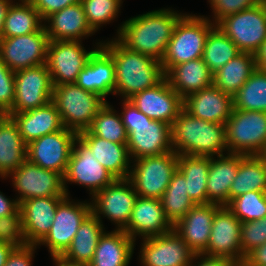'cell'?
Here are the masks:
<instances>
[{"label":"cell","instance_id":"f5cc1de1","mask_svg":"<svg viewBox=\"0 0 266 266\" xmlns=\"http://www.w3.org/2000/svg\"><path fill=\"white\" fill-rule=\"evenodd\" d=\"M19 208L20 204L17 199L10 200L0 191V217L14 214Z\"/></svg>","mask_w":266,"mask_h":266},{"label":"cell","instance_id":"9c48e42d","mask_svg":"<svg viewBox=\"0 0 266 266\" xmlns=\"http://www.w3.org/2000/svg\"><path fill=\"white\" fill-rule=\"evenodd\" d=\"M216 25L241 52L256 54L266 40V2L226 16Z\"/></svg>","mask_w":266,"mask_h":266},{"label":"cell","instance_id":"6125c7cd","mask_svg":"<svg viewBox=\"0 0 266 266\" xmlns=\"http://www.w3.org/2000/svg\"><path fill=\"white\" fill-rule=\"evenodd\" d=\"M234 266H242L240 263H236Z\"/></svg>","mask_w":266,"mask_h":266},{"label":"cell","instance_id":"e0dca14e","mask_svg":"<svg viewBox=\"0 0 266 266\" xmlns=\"http://www.w3.org/2000/svg\"><path fill=\"white\" fill-rule=\"evenodd\" d=\"M78 134L67 128L44 135L27 144V160L64 176Z\"/></svg>","mask_w":266,"mask_h":266},{"label":"cell","instance_id":"bcb514c9","mask_svg":"<svg viewBox=\"0 0 266 266\" xmlns=\"http://www.w3.org/2000/svg\"><path fill=\"white\" fill-rule=\"evenodd\" d=\"M211 9L213 10V20H210L216 25L226 16L236 14L240 11L252 8L262 2V0H208Z\"/></svg>","mask_w":266,"mask_h":266},{"label":"cell","instance_id":"6f0895ef","mask_svg":"<svg viewBox=\"0 0 266 266\" xmlns=\"http://www.w3.org/2000/svg\"><path fill=\"white\" fill-rule=\"evenodd\" d=\"M54 264L56 266H67V262L63 261L60 257L59 258H53Z\"/></svg>","mask_w":266,"mask_h":266},{"label":"cell","instance_id":"83f0119b","mask_svg":"<svg viewBox=\"0 0 266 266\" xmlns=\"http://www.w3.org/2000/svg\"><path fill=\"white\" fill-rule=\"evenodd\" d=\"M243 154L226 153L210 157L207 179V203L227 206L229 189L233 183Z\"/></svg>","mask_w":266,"mask_h":266},{"label":"cell","instance_id":"d590c367","mask_svg":"<svg viewBox=\"0 0 266 266\" xmlns=\"http://www.w3.org/2000/svg\"><path fill=\"white\" fill-rule=\"evenodd\" d=\"M210 157L178 155V170L184 175L188 196L194 204L207 203Z\"/></svg>","mask_w":266,"mask_h":266},{"label":"cell","instance_id":"f546056e","mask_svg":"<svg viewBox=\"0 0 266 266\" xmlns=\"http://www.w3.org/2000/svg\"><path fill=\"white\" fill-rule=\"evenodd\" d=\"M165 78L183 99L193 92L213 85V73L202 57L173 66L165 74Z\"/></svg>","mask_w":266,"mask_h":266},{"label":"cell","instance_id":"30bf717a","mask_svg":"<svg viewBox=\"0 0 266 266\" xmlns=\"http://www.w3.org/2000/svg\"><path fill=\"white\" fill-rule=\"evenodd\" d=\"M90 213L91 202L86 200L74 202L70 196H66L58 204L50 231L37 245L38 248L45 245L52 259L61 257L70 247L81 223Z\"/></svg>","mask_w":266,"mask_h":266},{"label":"cell","instance_id":"9f6ffc18","mask_svg":"<svg viewBox=\"0 0 266 266\" xmlns=\"http://www.w3.org/2000/svg\"><path fill=\"white\" fill-rule=\"evenodd\" d=\"M14 248L15 246L0 241V266H5L8 256Z\"/></svg>","mask_w":266,"mask_h":266},{"label":"cell","instance_id":"836d02e7","mask_svg":"<svg viewBox=\"0 0 266 266\" xmlns=\"http://www.w3.org/2000/svg\"><path fill=\"white\" fill-rule=\"evenodd\" d=\"M256 69V55L241 52L213 74V85L233 97Z\"/></svg>","mask_w":266,"mask_h":266},{"label":"cell","instance_id":"6da1fadb","mask_svg":"<svg viewBox=\"0 0 266 266\" xmlns=\"http://www.w3.org/2000/svg\"><path fill=\"white\" fill-rule=\"evenodd\" d=\"M174 9L152 10L122 22L116 39L127 49L162 60L174 27L184 15Z\"/></svg>","mask_w":266,"mask_h":266},{"label":"cell","instance_id":"7bdbcfd3","mask_svg":"<svg viewBox=\"0 0 266 266\" xmlns=\"http://www.w3.org/2000/svg\"><path fill=\"white\" fill-rule=\"evenodd\" d=\"M86 20L96 33L100 27L118 17L122 0H81Z\"/></svg>","mask_w":266,"mask_h":266},{"label":"cell","instance_id":"5bb4252c","mask_svg":"<svg viewBox=\"0 0 266 266\" xmlns=\"http://www.w3.org/2000/svg\"><path fill=\"white\" fill-rule=\"evenodd\" d=\"M50 39L45 27L38 32L0 38V58L15 72L46 63Z\"/></svg>","mask_w":266,"mask_h":266},{"label":"cell","instance_id":"4dcf8cb0","mask_svg":"<svg viewBox=\"0 0 266 266\" xmlns=\"http://www.w3.org/2000/svg\"><path fill=\"white\" fill-rule=\"evenodd\" d=\"M135 241L123 230L105 231L97 244L89 266H128Z\"/></svg>","mask_w":266,"mask_h":266},{"label":"cell","instance_id":"74e56055","mask_svg":"<svg viewBox=\"0 0 266 266\" xmlns=\"http://www.w3.org/2000/svg\"><path fill=\"white\" fill-rule=\"evenodd\" d=\"M166 218L174 225L195 205L188 196L184 175L177 169L160 198Z\"/></svg>","mask_w":266,"mask_h":266},{"label":"cell","instance_id":"91938a15","mask_svg":"<svg viewBox=\"0 0 266 266\" xmlns=\"http://www.w3.org/2000/svg\"><path fill=\"white\" fill-rule=\"evenodd\" d=\"M67 266H89L87 264H71L67 262Z\"/></svg>","mask_w":266,"mask_h":266},{"label":"cell","instance_id":"b9f144b4","mask_svg":"<svg viewBox=\"0 0 266 266\" xmlns=\"http://www.w3.org/2000/svg\"><path fill=\"white\" fill-rule=\"evenodd\" d=\"M227 207L241 221H257L266 216V192L250 191L234 198Z\"/></svg>","mask_w":266,"mask_h":266},{"label":"cell","instance_id":"94428289","mask_svg":"<svg viewBox=\"0 0 266 266\" xmlns=\"http://www.w3.org/2000/svg\"><path fill=\"white\" fill-rule=\"evenodd\" d=\"M264 159V161L266 162V150L264 151V153L261 155Z\"/></svg>","mask_w":266,"mask_h":266},{"label":"cell","instance_id":"d6a6232c","mask_svg":"<svg viewBox=\"0 0 266 266\" xmlns=\"http://www.w3.org/2000/svg\"><path fill=\"white\" fill-rule=\"evenodd\" d=\"M26 148L18 126L6 116L0 123V178L6 179L27 159Z\"/></svg>","mask_w":266,"mask_h":266},{"label":"cell","instance_id":"44dd1931","mask_svg":"<svg viewBox=\"0 0 266 266\" xmlns=\"http://www.w3.org/2000/svg\"><path fill=\"white\" fill-rule=\"evenodd\" d=\"M66 196L37 197L20 203L26 244L38 245L49 233L58 204Z\"/></svg>","mask_w":266,"mask_h":266},{"label":"cell","instance_id":"f6af8a7d","mask_svg":"<svg viewBox=\"0 0 266 266\" xmlns=\"http://www.w3.org/2000/svg\"><path fill=\"white\" fill-rule=\"evenodd\" d=\"M0 241L15 247L26 244L22 228V213L20 208L11 215L0 217Z\"/></svg>","mask_w":266,"mask_h":266},{"label":"cell","instance_id":"4316f807","mask_svg":"<svg viewBox=\"0 0 266 266\" xmlns=\"http://www.w3.org/2000/svg\"><path fill=\"white\" fill-rule=\"evenodd\" d=\"M16 123L24 143L64 128L56 105L50 101L47 105L21 113H7Z\"/></svg>","mask_w":266,"mask_h":266},{"label":"cell","instance_id":"8992f818","mask_svg":"<svg viewBox=\"0 0 266 266\" xmlns=\"http://www.w3.org/2000/svg\"><path fill=\"white\" fill-rule=\"evenodd\" d=\"M52 102L60 113L63 126L77 134L90 128L93 118L106 103L101 96L76 83L53 86Z\"/></svg>","mask_w":266,"mask_h":266},{"label":"cell","instance_id":"4fadbf2b","mask_svg":"<svg viewBox=\"0 0 266 266\" xmlns=\"http://www.w3.org/2000/svg\"><path fill=\"white\" fill-rule=\"evenodd\" d=\"M82 41H51L48 45L46 65L51 75L53 86L76 83L78 75L86 66L93 52L101 46L87 51Z\"/></svg>","mask_w":266,"mask_h":266},{"label":"cell","instance_id":"f35d334b","mask_svg":"<svg viewBox=\"0 0 266 266\" xmlns=\"http://www.w3.org/2000/svg\"><path fill=\"white\" fill-rule=\"evenodd\" d=\"M240 53L239 48L215 25L207 36L202 59L214 74Z\"/></svg>","mask_w":266,"mask_h":266},{"label":"cell","instance_id":"7dc6e473","mask_svg":"<svg viewBox=\"0 0 266 266\" xmlns=\"http://www.w3.org/2000/svg\"><path fill=\"white\" fill-rule=\"evenodd\" d=\"M15 98V77L0 58V110L6 114L12 109Z\"/></svg>","mask_w":266,"mask_h":266},{"label":"cell","instance_id":"f1b7e54d","mask_svg":"<svg viewBox=\"0 0 266 266\" xmlns=\"http://www.w3.org/2000/svg\"><path fill=\"white\" fill-rule=\"evenodd\" d=\"M78 137L89 147L92 155L116 179H128L131 171V158L127 144H117L98 136L88 130L78 134Z\"/></svg>","mask_w":266,"mask_h":266},{"label":"cell","instance_id":"60d3db41","mask_svg":"<svg viewBox=\"0 0 266 266\" xmlns=\"http://www.w3.org/2000/svg\"><path fill=\"white\" fill-rule=\"evenodd\" d=\"M88 131L92 135L117 144H127L128 141V134L120 113H117L108 102L105 103L93 118Z\"/></svg>","mask_w":266,"mask_h":266},{"label":"cell","instance_id":"d6986e66","mask_svg":"<svg viewBox=\"0 0 266 266\" xmlns=\"http://www.w3.org/2000/svg\"><path fill=\"white\" fill-rule=\"evenodd\" d=\"M142 241L139 253L142 266H190L195 255L174 229Z\"/></svg>","mask_w":266,"mask_h":266},{"label":"cell","instance_id":"603a6c76","mask_svg":"<svg viewBox=\"0 0 266 266\" xmlns=\"http://www.w3.org/2000/svg\"><path fill=\"white\" fill-rule=\"evenodd\" d=\"M173 225L166 218L160 199L138 196L128 225L123 230L134 241L168 233ZM141 236V237H140Z\"/></svg>","mask_w":266,"mask_h":266},{"label":"cell","instance_id":"ba28073f","mask_svg":"<svg viewBox=\"0 0 266 266\" xmlns=\"http://www.w3.org/2000/svg\"><path fill=\"white\" fill-rule=\"evenodd\" d=\"M132 164L128 179L138 196L160 199L178 168V155L171 151L135 159Z\"/></svg>","mask_w":266,"mask_h":266},{"label":"cell","instance_id":"ee69618b","mask_svg":"<svg viewBox=\"0 0 266 266\" xmlns=\"http://www.w3.org/2000/svg\"><path fill=\"white\" fill-rule=\"evenodd\" d=\"M266 242V216L257 221L242 222L241 248L245 258L251 251Z\"/></svg>","mask_w":266,"mask_h":266},{"label":"cell","instance_id":"816d5d0a","mask_svg":"<svg viewBox=\"0 0 266 266\" xmlns=\"http://www.w3.org/2000/svg\"><path fill=\"white\" fill-rule=\"evenodd\" d=\"M242 263L245 266H266V242L251 251Z\"/></svg>","mask_w":266,"mask_h":266},{"label":"cell","instance_id":"277c9868","mask_svg":"<svg viewBox=\"0 0 266 266\" xmlns=\"http://www.w3.org/2000/svg\"><path fill=\"white\" fill-rule=\"evenodd\" d=\"M121 101L120 115L128 134L131 161L173 151L171 125L149 118L128 100Z\"/></svg>","mask_w":266,"mask_h":266},{"label":"cell","instance_id":"9a60e30c","mask_svg":"<svg viewBox=\"0 0 266 266\" xmlns=\"http://www.w3.org/2000/svg\"><path fill=\"white\" fill-rule=\"evenodd\" d=\"M15 98L8 113H21L43 107L52 101L53 83L45 64L14 72Z\"/></svg>","mask_w":266,"mask_h":266},{"label":"cell","instance_id":"e575fe53","mask_svg":"<svg viewBox=\"0 0 266 266\" xmlns=\"http://www.w3.org/2000/svg\"><path fill=\"white\" fill-rule=\"evenodd\" d=\"M250 191L266 192V162L261 155H244L229 189V203Z\"/></svg>","mask_w":266,"mask_h":266},{"label":"cell","instance_id":"ab89813d","mask_svg":"<svg viewBox=\"0 0 266 266\" xmlns=\"http://www.w3.org/2000/svg\"><path fill=\"white\" fill-rule=\"evenodd\" d=\"M233 108L266 112V73L260 68L257 67L233 96Z\"/></svg>","mask_w":266,"mask_h":266},{"label":"cell","instance_id":"3957f363","mask_svg":"<svg viewBox=\"0 0 266 266\" xmlns=\"http://www.w3.org/2000/svg\"><path fill=\"white\" fill-rule=\"evenodd\" d=\"M171 138L177 155L213 157L228 153L226 125L193 117L184 109L171 125Z\"/></svg>","mask_w":266,"mask_h":266},{"label":"cell","instance_id":"1f68e13d","mask_svg":"<svg viewBox=\"0 0 266 266\" xmlns=\"http://www.w3.org/2000/svg\"><path fill=\"white\" fill-rule=\"evenodd\" d=\"M101 222L92 212L81 223L70 247L60 257L71 264H89L93 257L100 237L105 232Z\"/></svg>","mask_w":266,"mask_h":266},{"label":"cell","instance_id":"52a82bcc","mask_svg":"<svg viewBox=\"0 0 266 266\" xmlns=\"http://www.w3.org/2000/svg\"><path fill=\"white\" fill-rule=\"evenodd\" d=\"M228 153L262 155L266 150V112L233 108L226 121Z\"/></svg>","mask_w":266,"mask_h":266},{"label":"cell","instance_id":"7c38bea8","mask_svg":"<svg viewBox=\"0 0 266 266\" xmlns=\"http://www.w3.org/2000/svg\"><path fill=\"white\" fill-rule=\"evenodd\" d=\"M91 197V212L101 222V215L109 219L115 224V230H124L131 218L138 194L129 179H116Z\"/></svg>","mask_w":266,"mask_h":266},{"label":"cell","instance_id":"680465c9","mask_svg":"<svg viewBox=\"0 0 266 266\" xmlns=\"http://www.w3.org/2000/svg\"><path fill=\"white\" fill-rule=\"evenodd\" d=\"M6 116H7V114H6L4 111L0 110V123L2 122V120H3Z\"/></svg>","mask_w":266,"mask_h":266},{"label":"cell","instance_id":"d4e9b609","mask_svg":"<svg viewBox=\"0 0 266 266\" xmlns=\"http://www.w3.org/2000/svg\"><path fill=\"white\" fill-rule=\"evenodd\" d=\"M76 84L101 96L106 102L107 95L114 96L115 66L111 55L102 46L90 56L86 66L80 71Z\"/></svg>","mask_w":266,"mask_h":266},{"label":"cell","instance_id":"db71d44e","mask_svg":"<svg viewBox=\"0 0 266 266\" xmlns=\"http://www.w3.org/2000/svg\"><path fill=\"white\" fill-rule=\"evenodd\" d=\"M256 55L257 67L266 73V40L262 43Z\"/></svg>","mask_w":266,"mask_h":266},{"label":"cell","instance_id":"681fc988","mask_svg":"<svg viewBox=\"0 0 266 266\" xmlns=\"http://www.w3.org/2000/svg\"><path fill=\"white\" fill-rule=\"evenodd\" d=\"M39 12L41 18L45 20L53 13L62 10L69 5L79 3L81 0H29Z\"/></svg>","mask_w":266,"mask_h":266},{"label":"cell","instance_id":"f907efd6","mask_svg":"<svg viewBox=\"0 0 266 266\" xmlns=\"http://www.w3.org/2000/svg\"><path fill=\"white\" fill-rule=\"evenodd\" d=\"M196 260L199 261L196 262ZM235 264V262L227 258L195 254L190 266H234Z\"/></svg>","mask_w":266,"mask_h":266},{"label":"cell","instance_id":"cb8c5ba5","mask_svg":"<svg viewBox=\"0 0 266 266\" xmlns=\"http://www.w3.org/2000/svg\"><path fill=\"white\" fill-rule=\"evenodd\" d=\"M183 109L191 116L226 124L233 110V97L211 85L183 99Z\"/></svg>","mask_w":266,"mask_h":266},{"label":"cell","instance_id":"2e32d148","mask_svg":"<svg viewBox=\"0 0 266 266\" xmlns=\"http://www.w3.org/2000/svg\"><path fill=\"white\" fill-rule=\"evenodd\" d=\"M7 177H11L19 194L16 198L19 204L31 198L67 196L60 173L41 168L27 159Z\"/></svg>","mask_w":266,"mask_h":266},{"label":"cell","instance_id":"ac0fdd59","mask_svg":"<svg viewBox=\"0 0 266 266\" xmlns=\"http://www.w3.org/2000/svg\"><path fill=\"white\" fill-rule=\"evenodd\" d=\"M241 225L227 206H221L214 215L208 246L202 254L242 263L245 258L241 248Z\"/></svg>","mask_w":266,"mask_h":266},{"label":"cell","instance_id":"7402d4cb","mask_svg":"<svg viewBox=\"0 0 266 266\" xmlns=\"http://www.w3.org/2000/svg\"><path fill=\"white\" fill-rule=\"evenodd\" d=\"M221 205L195 204L174 225V231L195 254H202L208 246L214 215Z\"/></svg>","mask_w":266,"mask_h":266},{"label":"cell","instance_id":"8fae6325","mask_svg":"<svg viewBox=\"0 0 266 266\" xmlns=\"http://www.w3.org/2000/svg\"><path fill=\"white\" fill-rule=\"evenodd\" d=\"M115 180L116 178L100 164L89 147L77 136L63 176L66 195H70L67 188L69 182L85 186L93 196Z\"/></svg>","mask_w":266,"mask_h":266},{"label":"cell","instance_id":"5b68a950","mask_svg":"<svg viewBox=\"0 0 266 266\" xmlns=\"http://www.w3.org/2000/svg\"><path fill=\"white\" fill-rule=\"evenodd\" d=\"M214 26L208 17L184 13L175 25L160 61L164 73L180 63L201 58L209 31Z\"/></svg>","mask_w":266,"mask_h":266},{"label":"cell","instance_id":"7a4b0ae2","mask_svg":"<svg viewBox=\"0 0 266 266\" xmlns=\"http://www.w3.org/2000/svg\"><path fill=\"white\" fill-rule=\"evenodd\" d=\"M101 46L114 62V95H121L122 99L128 100L138 92L156 86L165 78L159 60L127 49L116 38L102 41Z\"/></svg>","mask_w":266,"mask_h":266},{"label":"cell","instance_id":"c3c4849f","mask_svg":"<svg viewBox=\"0 0 266 266\" xmlns=\"http://www.w3.org/2000/svg\"><path fill=\"white\" fill-rule=\"evenodd\" d=\"M37 247L31 244L15 247L9 254L5 266H31Z\"/></svg>","mask_w":266,"mask_h":266},{"label":"cell","instance_id":"11a10c76","mask_svg":"<svg viewBox=\"0 0 266 266\" xmlns=\"http://www.w3.org/2000/svg\"><path fill=\"white\" fill-rule=\"evenodd\" d=\"M12 3L13 0H0V38H2L3 26L7 11Z\"/></svg>","mask_w":266,"mask_h":266},{"label":"cell","instance_id":"484cf974","mask_svg":"<svg viewBox=\"0 0 266 266\" xmlns=\"http://www.w3.org/2000/svg\"><path fill=\"white\" fill-rule=\"evenodd\" d=\"M44 23H46L44 27L51 41H82L95 34L86 20L81 2L53 13Z\"/></svg>","mask_w":266,"mask_h":266},{"label":"cell","instance_id":"8d00e7d4","mask_svg":"<svg viewBox=\"0 0 266 266\" xmlns=\"http://www.w3.org/2000/svg\"><path fill=\"white\" fill-rule=\"evenodd\" d=\"M43 22L39 12L29 0H18V2L14 0L6 14L2 38L38 32L44 27Z\"/></svg>","mask_w":266,"mask_h":266},{"label":"cell","instance_id":"ffe728a7","mask_svg":"<svg viewBox=\"0 0 266 266\" xmlns=\"http://www.w3.org/2000/svg\"><path fill=\"white\" fill-rule=\"evenodd\" d=\"M128 101L149 118L169 125L183 109V98L170 87L166 78L133 95Z\"/></svg>","mask_w":266,"mask_h":266}]
</instances>
